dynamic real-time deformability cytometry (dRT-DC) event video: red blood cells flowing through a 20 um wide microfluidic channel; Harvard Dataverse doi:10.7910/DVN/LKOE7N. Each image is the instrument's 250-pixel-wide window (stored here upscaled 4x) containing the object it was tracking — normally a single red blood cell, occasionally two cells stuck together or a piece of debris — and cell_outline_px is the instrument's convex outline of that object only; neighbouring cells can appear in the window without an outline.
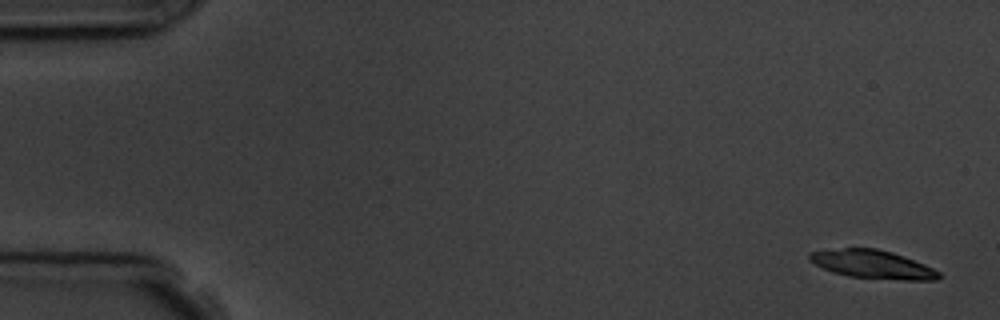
{"species": "common noctule bat (a hibernating species)", "species_latin": "Nyctalus noctula", "temperature_condition": "room temperature", "stored_images_in_passage": 5, "camera_frame_rate_fps": 3000, "um_per_image_px": 0.085, "animal": {"sex": "male", "body_mass_g": 19.5, "forearm_length_mm": 54.6}, "frame": {"image": 1, "passage_image": 1, "time_ms": 0.0, "image_size_px": [1000, 320], "cell_outline_px": [[940, 276], [936, 280], [904, 280], [848, 276], [832, 272], [808, 260], [808, 252], [844, 248], [876, 248], [892, 252], [904, 256], [924, 264], [940, 272]], "centroid_in_image_um": [74.16, 22.46], "position_along_channel_um": 10.8, "area_um2": 21.21}}
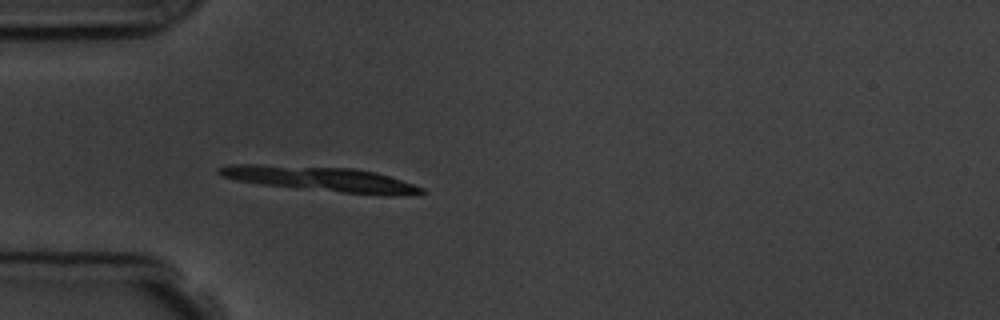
{"frame": {"image": 2, "passage_image": 5, "time_ms": 4.667, "image_size_px": [1000, 320], "cell_outline_px": [[424, 192], [396, 196], [384, 196], [296, 188], [260, 184], [236, 180], [220, 176], [216, 172], [216, 168], [228, 164], [260, 164], [356, 168], [376, 172], [424, 188]], "centroid_in_image_um": [27.2, 15.2], "position_along_channel_um": 57.8, "area_um2": 29.42}}